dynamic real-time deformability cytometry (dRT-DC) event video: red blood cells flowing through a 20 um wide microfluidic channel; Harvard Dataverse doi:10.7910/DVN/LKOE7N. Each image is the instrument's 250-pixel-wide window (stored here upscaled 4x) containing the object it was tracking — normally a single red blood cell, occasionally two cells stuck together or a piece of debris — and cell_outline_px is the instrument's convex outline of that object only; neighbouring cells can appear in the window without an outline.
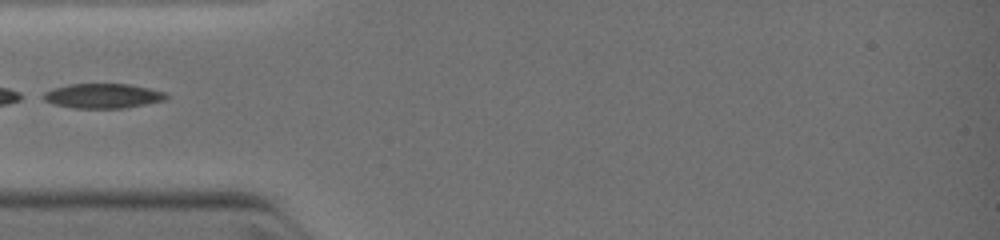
{"species": "common noctule bat (a hibernating species)", "species_latin": "Nyctalus noctula", "temperature_condition": "warm", "stored_images_in_passage": 8, "camera_frame_rate_fps": 3000, "um_per_image_px": 0.085, "animal": {"sex": "female", "body_mass_g": 19.0, "forearm_length_mm": 51.5}, "frame": {"image": 1, "passage_image": 1, "time_ms": 0.0, "image_size_px": [1000, 240], "cell_outline_px": [[168, 96], [164, 100], [124, 108], [76, 108], [52, 104], [36, 96], [52, 88], [68, 84], [128, 84], [168, 92]], "centroid_in_image_um": [8.67, 8.14], "position_along_channel_um": 76.3, "area_um2": 17.86}}
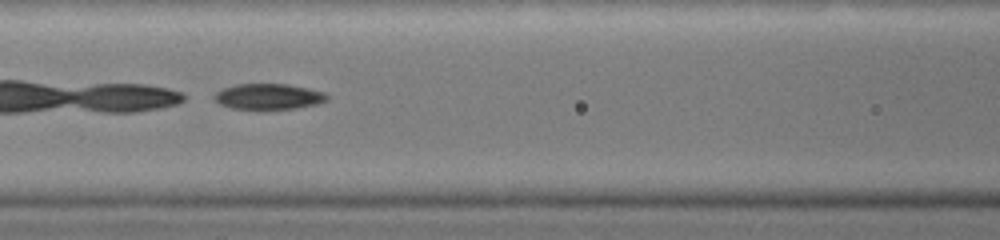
{"frame": {"image": 2, "passage_image": 6, "time_ms": 1.333, "image_size_px": [1000, 240], "cell_outline_px": [[328, 100], [316, 104], [296, 108], [260, 112], [232, 108], [220, 104], [212, 96], [216, 92], [224, 88], [236, 84], [288, 84], [308, 88], [324, 92], [328, 96]], "centroid_in_image_um": [22.81, 8.24], "position_along_channel_um": 143.8, "area_um2": 17.51}}